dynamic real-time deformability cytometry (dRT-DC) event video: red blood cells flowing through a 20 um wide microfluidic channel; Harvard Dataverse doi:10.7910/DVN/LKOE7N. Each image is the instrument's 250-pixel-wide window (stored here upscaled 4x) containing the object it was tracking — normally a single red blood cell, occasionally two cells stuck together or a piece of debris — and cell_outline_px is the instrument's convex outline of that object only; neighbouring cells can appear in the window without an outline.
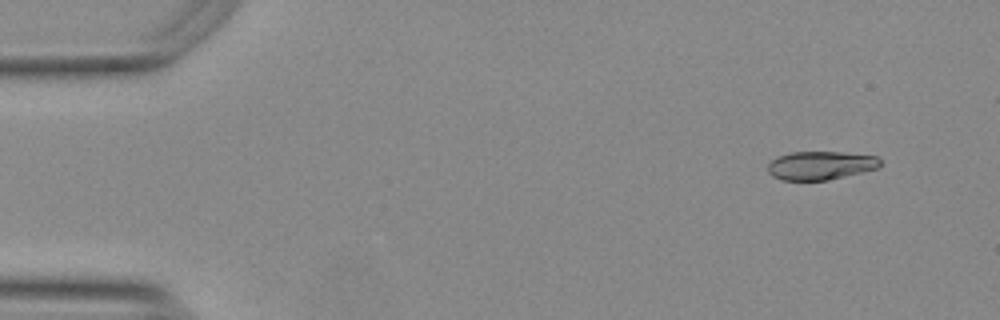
{"species": "Egyptian fruit bat (a non-hibernating species)", "species_latin": "Rousettus aegyptiacus", "temperature_condition": "warm", "stored_images_in_passage": 49, "camera_frame_rate_fps": 3000, "um_per_image_px": 0.085, "animal": {"sex": "female"}, "frame": {"image": 1, "passage_image": 1, "time_ms": 0.0, "image_size_px": [1000, 320], "cell_outline_px": [[880, 168], [828, 180], [784, 180], [772, 176], [768, 172], [768, 164], [776, 156], [792, 152], [840, 152], [876, 156], [880, 160]], "centroid_in_image_um": [69.74, 14.06], "position_along_channel_um": 15.3, "area_um2": 18.67}}
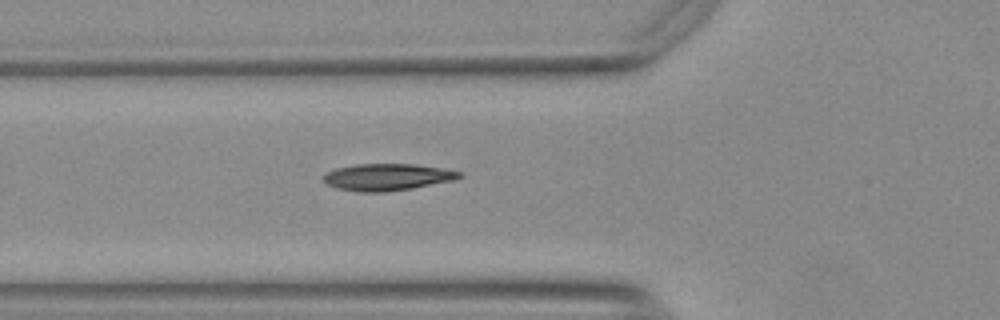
{"frame": {"image": 2, "passage_image": 16, "time_ms": 5.0, "image_size_px": [1000, 320], "cell_outline_px": [[464, 176], [456, 180], [412, 188], [384, 192], [360, 192], [336, 188], [328, 184], [320, 176], [324, 172], [336, 168], [356, 164], [412, 164], [444, 168], [464, 172]], "centroid_in_image_um": [32.94, 15.04], "position_along_channel_um": 92.9, "area_um2": 21.56}}
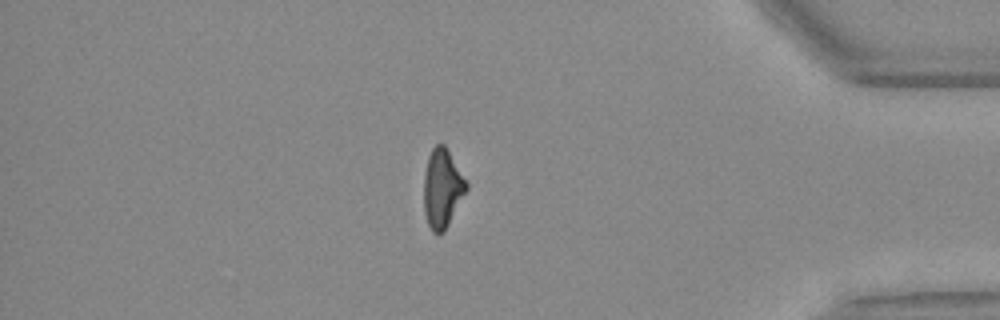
{"frame": {"image": 3, "passage_image": 43, "time_ms": 14.0, "image_size_px": [1000, 320], "cell_outline_px": [[468, 188], [444, 232], [432, 232], [428, 224], [424, 212], [424, 176], [428, 156], [432, 148], [436, 144], [444, 144], [468, 184]], "centroid_in_image_um": [37.58, 16.01], "position_along_channel_um": 397.6, "area_um2": 19.25}}